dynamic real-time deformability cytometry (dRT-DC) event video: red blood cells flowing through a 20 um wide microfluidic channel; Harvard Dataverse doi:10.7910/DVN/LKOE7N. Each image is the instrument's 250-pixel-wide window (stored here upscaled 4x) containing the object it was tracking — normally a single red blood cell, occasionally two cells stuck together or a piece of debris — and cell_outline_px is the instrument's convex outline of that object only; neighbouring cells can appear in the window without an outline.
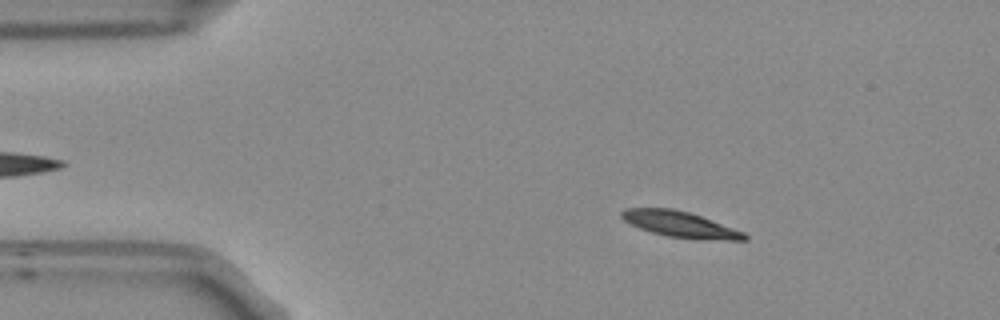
{"species": "Egyptian fruit bat (a non-hibernating species)", "species_latin": "Rousettus aegyptiacus", "temperature_condition": "room temperature", "stored_images_in_passage": 53, "camera_frame_rate_fps": 3000, "um_per_image_px": 0.085, "frame": {"image": 1, "passage_image": 8, "time_ms": 2.333, "image_size_px": [1000, 320], "cell_outline_px": [[748, 240], [728, 240], [668, 236], [652, 232], [640, 228], [624, 220], [620, 216], [620, 212], [624, 208], [672, 208], [688, 212], [712, 220], [744, 232], [748, 236]], "centroid_in_image_um": [57.79, 19.05], "position_along_channel_um": 27.2, "area_um2": 18.09}}
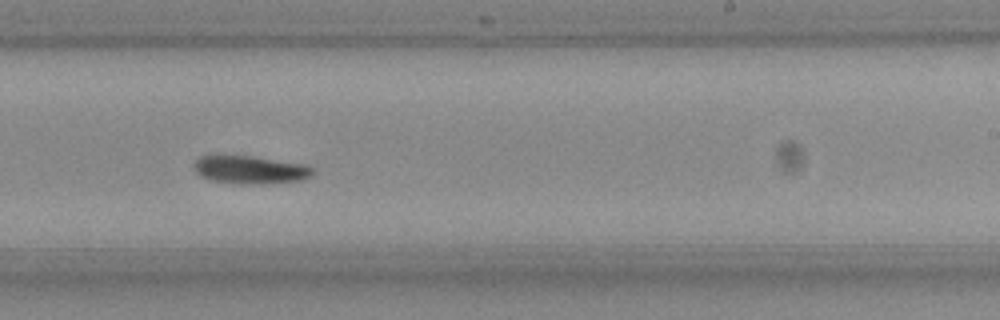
{"frame": {"image": 2, "passage_image": 32, "time_ms": 10.333, "image_size_px": [1000, 320], "cell_outline_px": [[316, 172], [312, 176], [300, 180], [264, 184], [236, 184], [208, 180], [200, 176], [192, 168], [192, 164], [200, 156], [252, 156], [308, 164]], "centroid_in_image_um": [21.27, 14.44], "position_along_channel_um": 267.7, "area_um2": 19.77}}
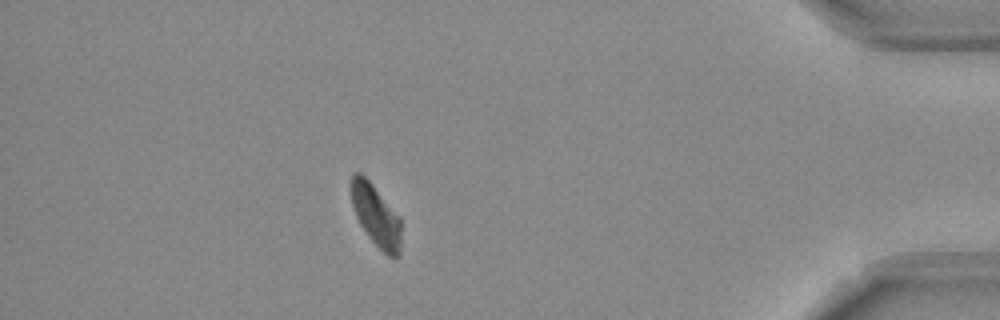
{"frame": {"image": 3, "passage_image": 47, "time_ms": 15.333, "image_size_px": [1000, 320], "cell_outline_px": [[400, 256], [388, 256], [368, 236], [360, 224], [356, 216], [352, 204], [352, 172], [360, 172], [372, 184], [400, 216]], "centroid_in_image_um": [31.96, 18.31], "position_along_channel_um": 403.2, "area_um2": 17.63}, "authors_computed_cell_mechanics": {"area_um2": 18.785, "velocity_mm_per_s": 3.6991, "shape_relaxation_time_tau1_ms": 4.1767, "shape_relaxation_time_tau2_ms": null, "deformation_change_tau1": 0.1156, "deformation_change_tau2": null}}